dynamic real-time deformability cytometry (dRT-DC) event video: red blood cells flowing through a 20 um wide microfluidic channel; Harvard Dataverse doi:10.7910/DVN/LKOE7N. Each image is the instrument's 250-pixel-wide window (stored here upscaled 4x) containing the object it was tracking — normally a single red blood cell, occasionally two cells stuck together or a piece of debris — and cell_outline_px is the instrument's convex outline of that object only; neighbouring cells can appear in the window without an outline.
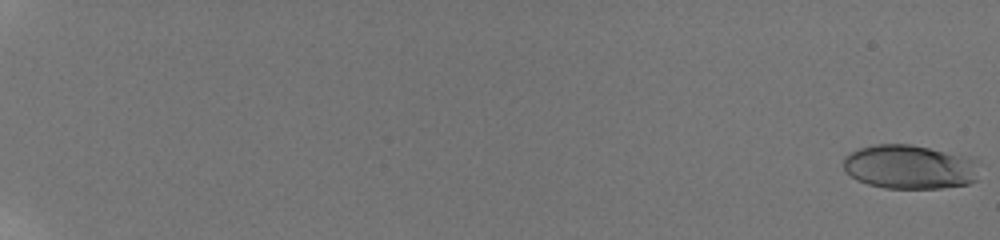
{"species": "human", "species_latin": "Homo sapiens", "temperature_condition": "room temperature", "stored_images_in_passage": 27, "camera_frame_rate_fps": 3000, "um_per_image_px": 0.085, "donor": {"sex": "male"}, "frame": {"image": 1, "passage_image": 1, "time_ms": 0.0, "image_size_px": [1000, 240], "cell_outline_px": [[976, 180], [968, 184], [940, 188], [884, 188], [868, 184], [856, 180], [844, 168], [844, 156], [860, 148], [876, 144], [912, 144], [972, 156], [976, 160]], "centroid_in_image_um": [77.34, 14.17], "position_along_channel_um": 7.7, "area_um2": 35.08}}
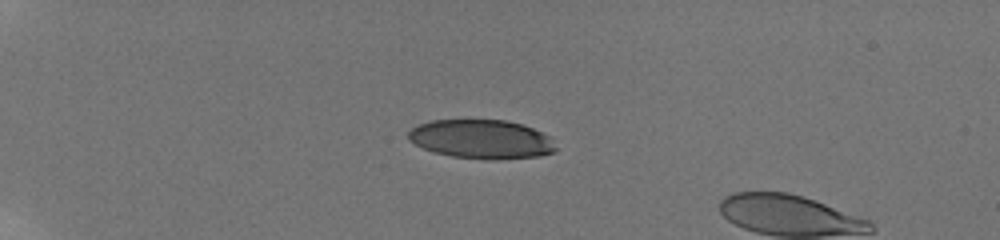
{"frame": {"image": 2, "passage_image": 25, "time_ms": 6.0, "image_size_px": [1000, 240], "cell_outline_px": [[556, 152], [540, 156], [488, 160], [452, 156], [432, 152], [408, 140], [408, 132], [416, 124], [428, 120], [508, 120], [524, 124], [552, 136], [556, 148]], "centroid_in_image_um": [40.95, 11.82], "position_along_channel_um": 44.0, "area_um2": 33.99}}